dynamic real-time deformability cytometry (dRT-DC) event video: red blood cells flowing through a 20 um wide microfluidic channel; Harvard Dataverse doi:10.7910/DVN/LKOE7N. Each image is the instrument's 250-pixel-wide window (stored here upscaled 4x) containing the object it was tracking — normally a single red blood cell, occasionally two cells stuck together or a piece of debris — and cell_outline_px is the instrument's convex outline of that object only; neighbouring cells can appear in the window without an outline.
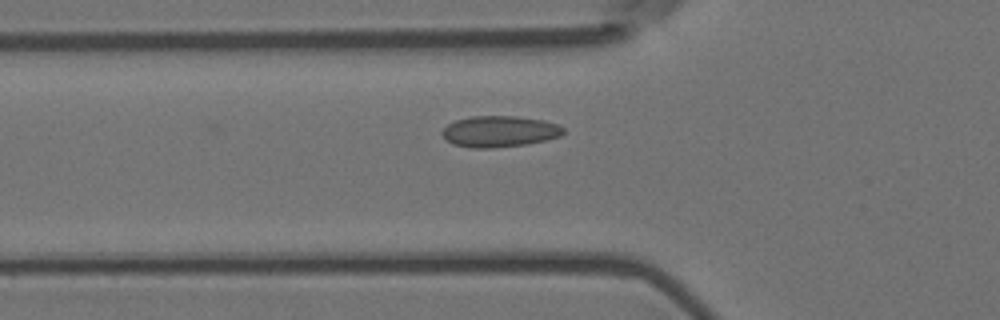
{"species": "Egyptian fruit bat (a non-hibernating species)", "species_latin": "Rousettus aegyptiacus", "temperature_condition": "room temperature", "stored_images_in_passage": 5, "camera_frame_rate_fps": 3000, "um_per_image_px": 0.085, "animal": {"sex": "female"}, "frame": {"image": 1, "passage_image": 5, "time_ms": 1.333, "image_size_px": [1000, 320], "cell_outline_px": [[564, 132], [560, 136], [528, 144], [492, 148], [472, 148], [452, 144], [440, 132], [448, 124], [456, 120], [472, 116], [516, 116], [544, 120], [560, 124], [564, 128]], "centroid_in_image_um": [42.48, 11.17], "position_along_channel_um": 83.3, "area_um2": 22.08}}